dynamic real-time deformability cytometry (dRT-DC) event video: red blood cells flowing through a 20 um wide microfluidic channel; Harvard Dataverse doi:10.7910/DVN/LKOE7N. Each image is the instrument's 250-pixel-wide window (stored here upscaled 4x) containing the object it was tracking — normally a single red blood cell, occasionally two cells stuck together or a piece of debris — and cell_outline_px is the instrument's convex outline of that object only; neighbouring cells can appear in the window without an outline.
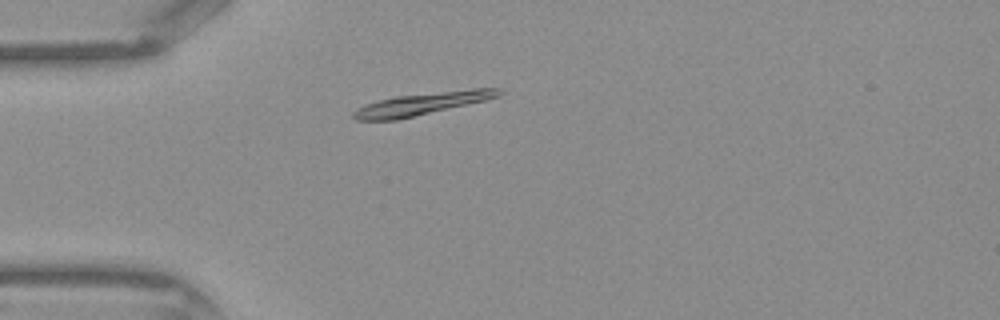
{"species": "Egyptian fruit bat (a non-hibernating species)", "species_latin": "Rousettus aegyptiacus", "temperature_condition": "warm", "stored_images_in_passage": 40, "camera_frame_rate_fps": 3000, "um_per_image_px": 0.085, "frame": {"image": 1, "passage_image": 8, "time_ms": 2.333, "image_size_px": [1000, 320], "cell_outline_px": [[504, 92], [500, 96], [488, 100], [396, 120], [356, 120], [352, 116], [352, 112], [356, 108], [364, 104], [376, 100], [396, 96], [472, 88], [504, 88]], "centroid_in_image_um": [35.91, 8.8], "position_along_channel_um": 49.1, "area_um2": 19.25}}
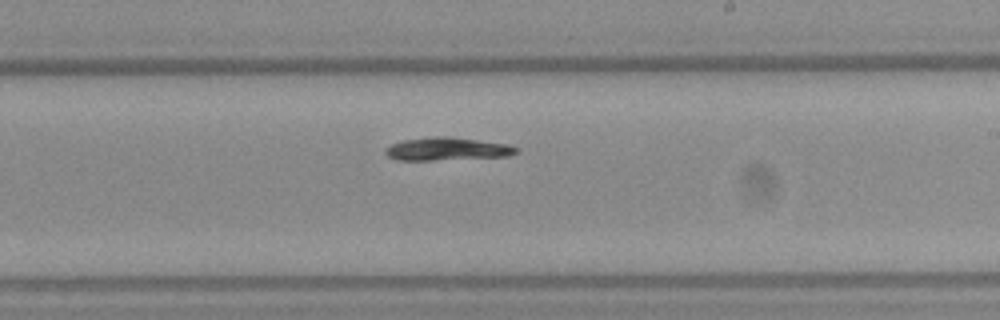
{"frame": {"image": 2, "passage_image": 22, "time_ms": 7.0, "image_size_px": [1000, 320], "cell_outline_px": [[520, 152], [508, 156], [432, 160], [396, 160], [388, 156], [384, 152], [384, 148], [392, 144], [404, 140], [432, 136], [448, 136], [508, 144], [520, 148]], "centroid_in_image_um": [38.02, 12.66], "position_along_channel_um": 251.0, "area_um2": 17.57}}
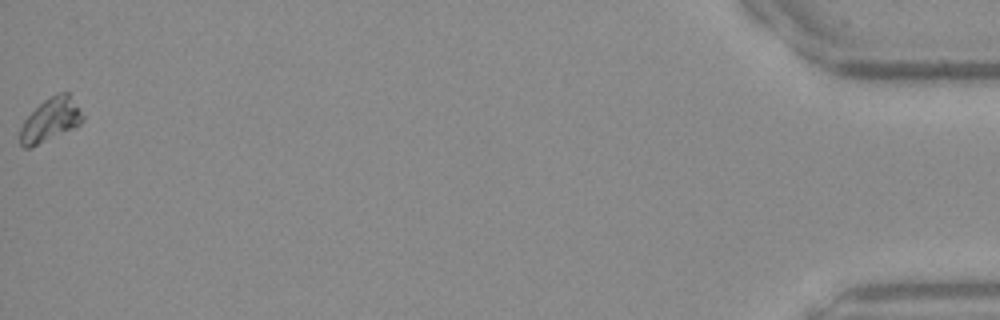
{"frame": {"image": 3, "passage_image": 40, "time_ms": 13.0, "image_size_px": [1000, 320], "cell_outline_px": [[84, 120], [80, 124], [72, 128], [28, 148], [24, 148], [20, 144], [20, 128], [24, 120], [44, 100], [56, 92], [68, 92], [84, 116]], "centroid_in_image_um": [4.28, 10.16], "position_along_channel_um": 430.9, "area_um2": 15.37}}